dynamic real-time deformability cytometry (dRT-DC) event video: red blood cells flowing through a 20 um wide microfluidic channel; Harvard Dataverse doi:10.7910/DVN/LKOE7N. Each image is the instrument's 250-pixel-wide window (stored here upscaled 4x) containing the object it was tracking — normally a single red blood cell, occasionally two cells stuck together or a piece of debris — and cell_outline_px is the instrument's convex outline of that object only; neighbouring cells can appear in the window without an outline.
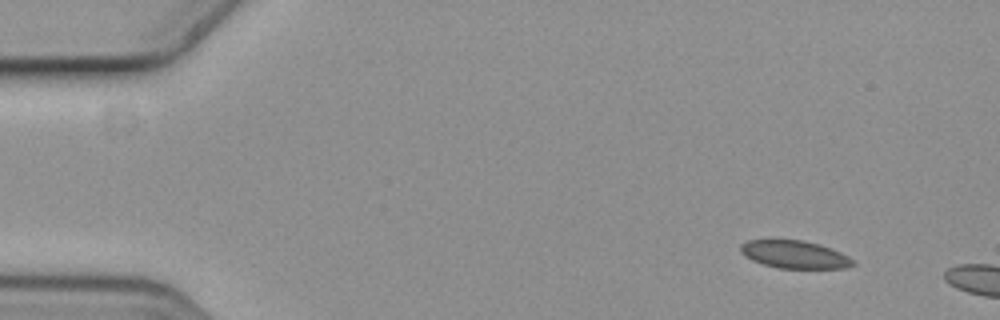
{"species": "common noctule bat (a hibernating species)", "species_latin": "Nyctalus noctula", "temperature_condition": "cold", "stored_images_in_passage": 2, "camera_frame_rate_fps": 3000, "um_per_image_px": 0.085, "animal": {"sex": "female", "body_mass_g": 19.3, "forearm_length_mm": 54.1}, "frame": {"image": 1, "passage_image": 1, "time_ms": 0.0, "image_size_px": [1000, 320], "cell_outline_px": [[856, 264], [844, 268], [780, 268], [764, 264], [752, 260], [744, 256], [740, 252], [740, 244], [748, 240], [768, 236], [772, 236], [804, 240], [820, 244], [840, 252], [856, 260]], "centroid_in_image_um": [67.47, 21.56], "position_along_channel_um": 17.5, "area_um2": 19.07}}